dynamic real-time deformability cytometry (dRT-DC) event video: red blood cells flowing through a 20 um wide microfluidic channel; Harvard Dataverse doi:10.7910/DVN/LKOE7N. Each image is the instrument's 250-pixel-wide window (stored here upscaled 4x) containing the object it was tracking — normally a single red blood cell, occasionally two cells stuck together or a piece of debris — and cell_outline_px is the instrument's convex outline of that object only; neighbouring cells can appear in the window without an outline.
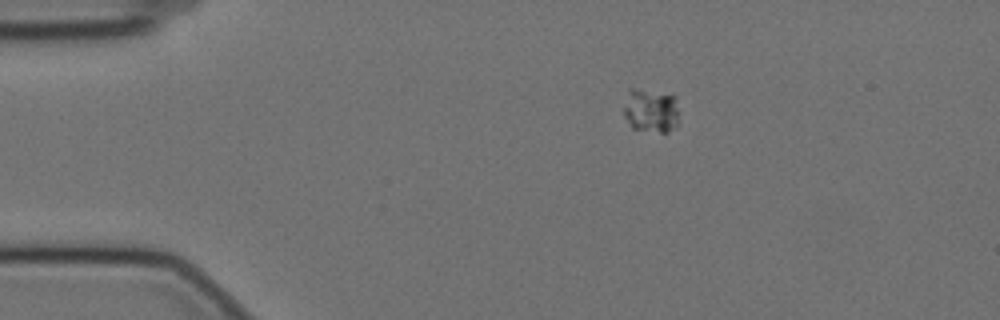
{"species": "Egyptian fruit bat (a non-hibernating species)", "species_latin": "Rousettus aegyptiacus", "temperature_condition": "cold", "stored_images_in_passage": 21, "camera_frame_rate_fps": 3000, "um_per_image_px": 0.085, "animal": {"sex": "female"}, "frame": {"image": 1, "passage_image": 1, "time_ms": 0.0, "image_size_px": [1000, 320], "cell_outline_px": [[676, 128], [668, 132], [660, 132], [632, 128], [624, 116], [624, 108], [628, 88], [632, 88], [676, 96]], "centroid_in_image_um": [55.29, 9.4], "position_along_channel_um": 29.7, "area_um2": 13.87}}
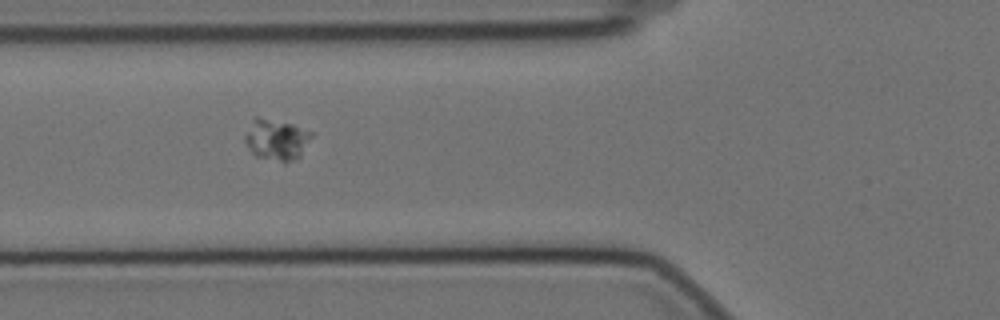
{"frame": {"image": 2, "passage_image": 12, "time_ms": 3.667, "image_size_px": [1000, 320], "cell_outline_px": [[312, 136], [300, 156], [284, 164], [256, 156], [252, 152], [244, 140], [244, 136], [256, 116], [292, 124], [312, 132]], "centroid_in_image_um": [23.5, 11.89], "position_along_channel_um": 102.3, "area_um2": 15.78}}
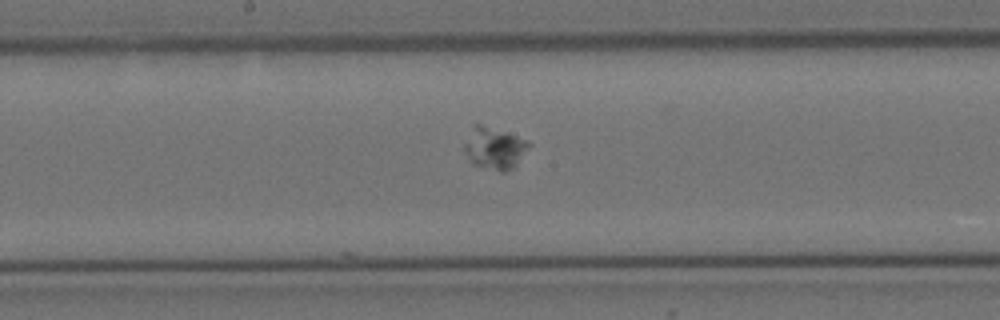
{"frame": {"image": 3, "passage_image": 21, "time_ms": 6.667, "image_size_px": [1000, 320], "cell_outline_px": [[532, 144], [516, 164], [512, 168], [504, 172], [500, 172], [472, 164], [468, 160], [464, 148], [464, 144], [472, 124], [480, 124], [528, 140]], "centroid_in_image_um": [42.0, 12.6], "position_along_channel_um": 206.2, "area_um2": 15.72}}